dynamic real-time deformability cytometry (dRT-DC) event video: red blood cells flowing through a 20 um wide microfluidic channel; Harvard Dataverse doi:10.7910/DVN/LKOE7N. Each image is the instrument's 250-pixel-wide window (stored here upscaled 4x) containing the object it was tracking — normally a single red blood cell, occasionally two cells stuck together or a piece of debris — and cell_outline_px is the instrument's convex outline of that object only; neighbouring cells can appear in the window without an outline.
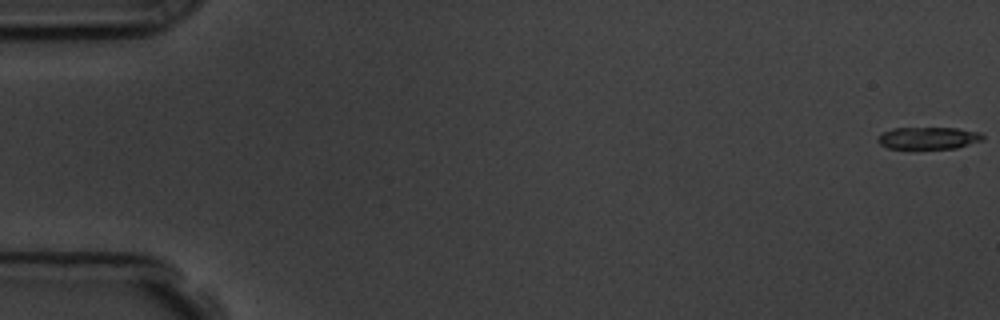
{"species": "common noctule bat (a hibernating species)", "species_latin": "Nyctalus noctula", "temperature_condition": "room temperature", "stored_images_in_passage": 58, "camera_frame_rate_fps": 3000, "um_per_image_px": 0.085, "animal": {"sex": "male", "body_mass_g": 19.5, "forearm_length_mm": 54.6}, "frame": {"image": 1, "passage_image": 1, "time_ms": 0.0, "image_size_px": [1000, 320], "cell_outline_px": [[984, 140], [956, 148], [888, 148], [880, 144], [876, 140], [880, 132], [892, 128], [956, 128], [980, 132], [984, 136]], "centroid_in_image_um": [78.89, 11.72], "position_along_channel_um": 6.1, "area_um2": 13.58}}
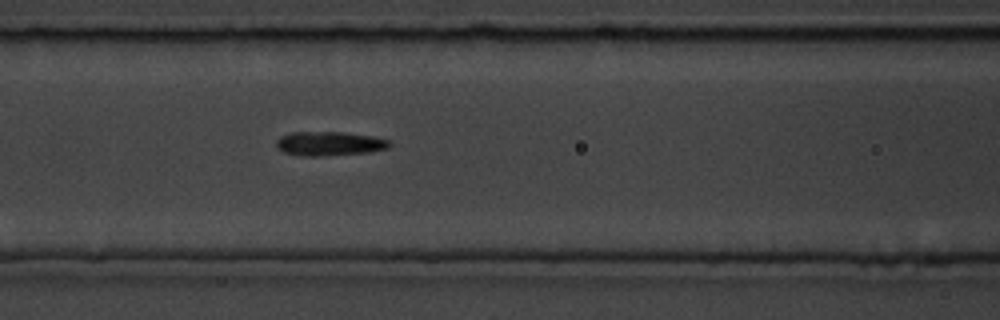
{"frame": {"image": 2, "passage_image": 25, "time_ms": 8.0, "image_size_px": [1000, 320], "cell_outline_px": [[392, 144], [388, 148], [368, 152], [320, 156], [300, 156], [284, 152], [276, 148], [276, 140], [280, 136], [292, 132], [344, 132], [372, 136], [392, 140]], "centroid_in_image_um": [28.0, 12.2], "position_along_channel_um": 138.6, "area_um2": 16.07}}
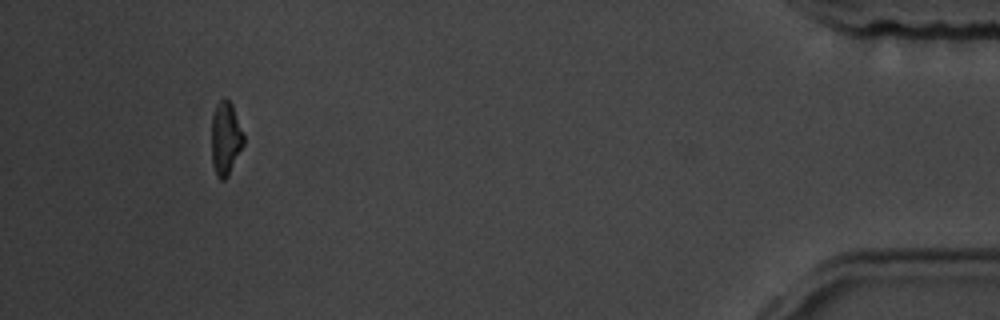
{"frame": {"image": 3, "passage_image": 54, "time_ms": 17.667, "image_size_px": [1000, 320], "cell_outline_px": [[244, 144], [228, 176], [224, 180], [220, 180], [216, 176], [212, 164], [212, 112], [216, 104], [224, 96], [232, 104], [244, 132]], "centroid_in_image_um": [19.18, 11.75], "position_along_channel_um": 416.0, "area_um2": 13.99}, "authors_computed_cell_mechanics": {"area_um2": 15.1725, "velocity_mm_per_s": 3.5844, "shape_relaxation_time_tau1_ms": 8.7891, "shape_relaxation_time_tau2_ms": null, "deformation_change_tau1": 0.2221, "deformation_change_tau2": null}}